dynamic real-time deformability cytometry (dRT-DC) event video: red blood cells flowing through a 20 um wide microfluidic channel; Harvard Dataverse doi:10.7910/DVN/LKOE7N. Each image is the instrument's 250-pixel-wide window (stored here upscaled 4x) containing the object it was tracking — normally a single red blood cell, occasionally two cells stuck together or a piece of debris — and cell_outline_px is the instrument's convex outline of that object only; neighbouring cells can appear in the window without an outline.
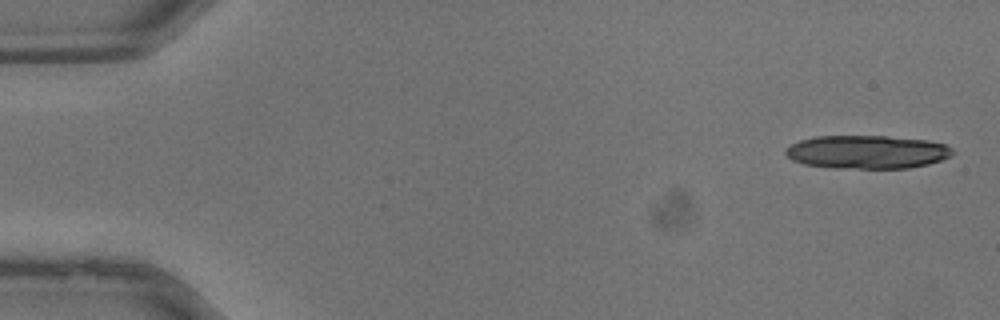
{"species": "common noctule bat (a hibernating species)", "species_latin": "Nyctalus noctula", "temperature_condition": "warm", "stored_images_in_passage": 27, "camera_frame_rate_fps": 3000, "um_per_image_px": 0.085, "animal": {"sex": "male", "body_mass_g": 13.3}, "frame": {"image": 1, "passage_image": 1, "time_ms": 0.0, "image_size_px": [1000, 320], "cell_outline_px": [[956, 152], [952, 156], [928, 164], [908, 168], [832, 168], [804, 164], [792, 160], [784, 152], [784, 148], [788, 144], [800, 140], [816, 136], [884, 136], [928, 140], [948, 144]], "centroid_in_image_um": [73.7, 12.91], "position_along_channel_um": 11.3, "area_um2": 32.83}}
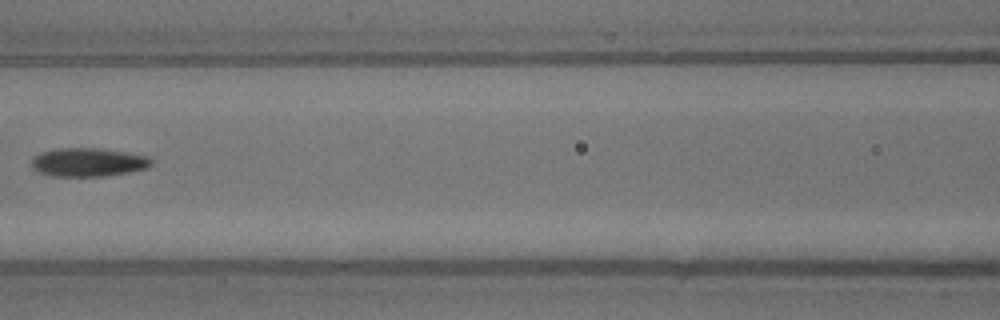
{"frame": {"image": 2, "passage_image": 17, "time_ms": 5.333, "image_size_px": [1000, 320], "cell_outline_px": [[152, 164], [148, 168], [128, 172], [104, 176], [52, 176], [40, 172], [32, 168], [32, 156], [40, 152], [56, 148], [96, 148], [124, 152], [148, 156], [152, 160]], "centroid_in_image_um": [7.47, 13.78], "position_along_channel_um": 159.1, "area_um2": 19.94}}
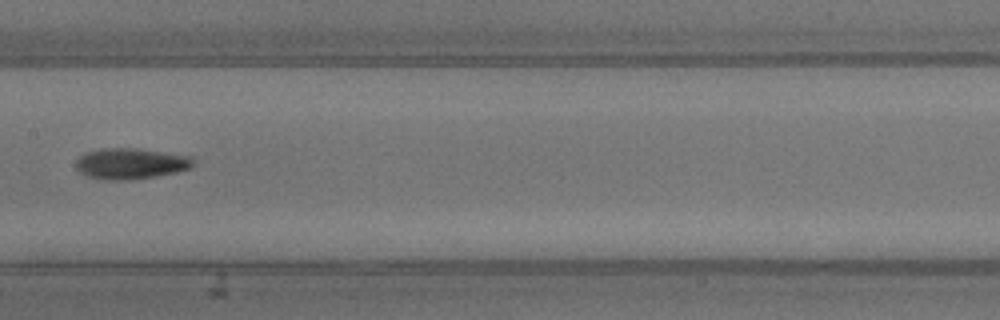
{"frame": {"image": 3, "passage_image": 19, "time_ms": 6.0, "image_size_px": [1000, 320], "cell_outline_px": [[196, 160], [192, 168], [176, 172], [156, 176], [128, 180], [104, 180], [88, 176], [80, 172], [76, 168], [76, 160], [80, 156], [88, 152], [104, 148], [136, 148], [192, 156]], "centroid_in_image_um": [11.15, 13.91], "position_along_channel_um": 196.2, "area_um2": 21.21}}